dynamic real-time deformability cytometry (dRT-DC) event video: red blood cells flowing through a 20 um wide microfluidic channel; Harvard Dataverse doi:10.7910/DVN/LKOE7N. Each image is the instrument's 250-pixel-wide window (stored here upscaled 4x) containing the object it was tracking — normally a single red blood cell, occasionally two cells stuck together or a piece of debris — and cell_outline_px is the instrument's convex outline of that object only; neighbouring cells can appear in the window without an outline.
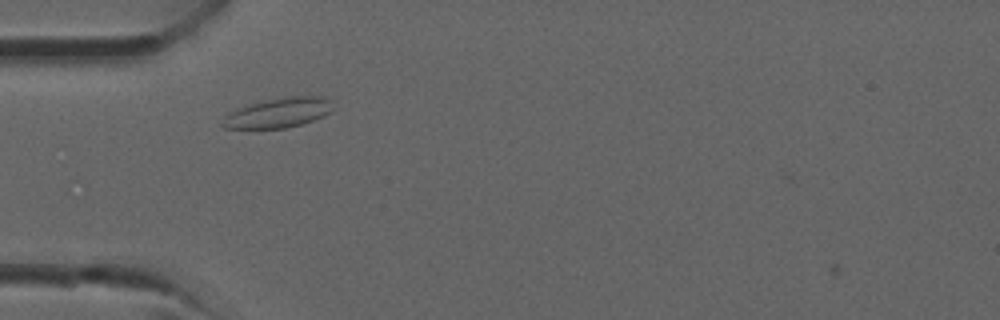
{"species": "common noctule bat (a hibernating species)", "species_latin": "Nyctalus noctula", "temperature_condition": "room temperature", "stored_images_in_passage": 35, "camera_frame_rate_fps": 3000, "um_per_image_px": 0.085, "animal": {"sex": "male", "forearm_length_mm": 52.5}, "frame": {"image": 1, "passage_image": 9, "time_ms": 2.667, "image_size_px": [1000, 320], "cell_outline_px": [[336, 108], [332, 112], [324, 116], [300, 124], [284, 128], [224, 128], [220, 124], [236, 108], [284, 96], [308, 92], [328, 96]], "centroid_in_image_um": [23.85, 9.52], "position_along_channel_um": 61.2, "area_um2": 19.71}}
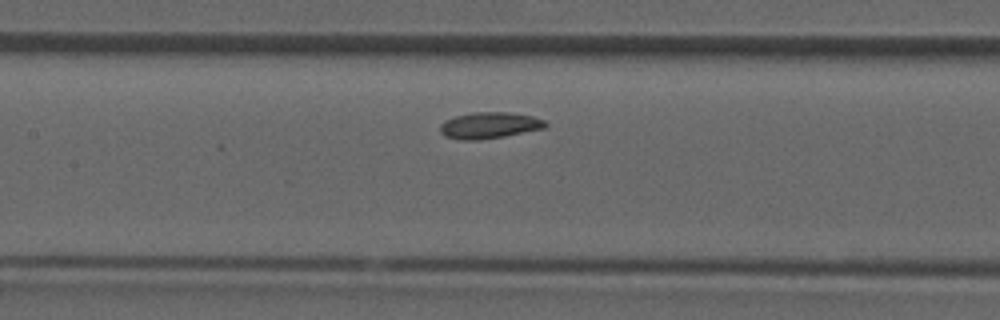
{"frame": {"image": 2, "passage_image": 15, "time_ms": 4.667, "image_size_px": [1000, 320], "cell_outline_px": [[548, 124], [544, 128], [504, 136], [476, 140], [460, 140], [444, 136], [440, 132], [440, 124], [444, 120], [456, 116], [472, 112], [508, 112], [532, 116], [544, 120]], "centroid_in_image_um": [41.56, 10.65], "position_along_channel_um": 165.8, "area_um2": 16.13}}
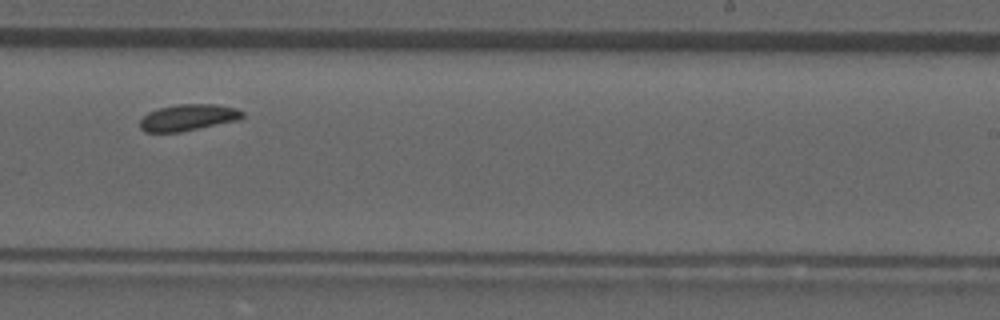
{"frame": {"image": 3, "passage_image": 21, "time_ms": 6.667, "image_size_px": [1000, 320], "cell_outline_px": [[244, 116], [240, 120], [180, 132], [144, 132], [140, 128], [140, 120], [148, 112], [160, 108], [176, 104], [216, 104], [236, 108], [244, 112]], "centroid_in_image_um": [16.01, 9.99], "position_along_channel_um": 273.0, "area_um2": 15.9}}